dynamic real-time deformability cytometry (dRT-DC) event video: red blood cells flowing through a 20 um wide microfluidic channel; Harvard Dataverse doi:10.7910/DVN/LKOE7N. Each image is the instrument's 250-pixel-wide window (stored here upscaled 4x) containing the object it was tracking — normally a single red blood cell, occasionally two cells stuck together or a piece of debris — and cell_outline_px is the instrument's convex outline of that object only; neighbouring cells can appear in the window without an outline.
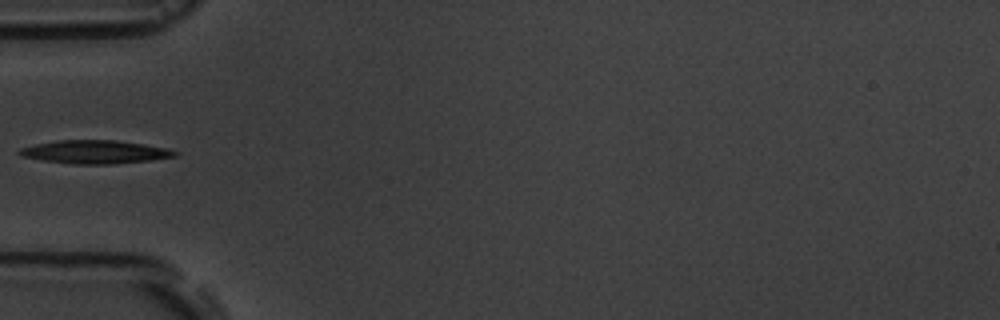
{"species": "common noctule bat (a hibernating species)", "species_latin": "Nyctalus noctula", "temperature_condition": "room temperature", "stored_images_in_passage": 4, "camera_frame_rate_fps": 3000, "um_per_image_px": 0.085, "animal": {"sex": "male", "body_mass_g": 19.5, "forearm_length_mm": 54.6}, "frame": {"image": 1, "passage_image": 4, "time_ms": 3.333, "image_size_px": [1000, 320], "cell_outline_px": [[180, 152], [176, 156], [152, 160], [112, 164], [72, 164], [44, 160], [20, 156], [16, 152], [20, 148], [36, 144], [56, 140], [116, 140], [144, 144], [168, 148]], "centroid_in_image_um": [8.09, 12.91], "position_along_channel_um": 76.9, "area_um2": 21.21}}